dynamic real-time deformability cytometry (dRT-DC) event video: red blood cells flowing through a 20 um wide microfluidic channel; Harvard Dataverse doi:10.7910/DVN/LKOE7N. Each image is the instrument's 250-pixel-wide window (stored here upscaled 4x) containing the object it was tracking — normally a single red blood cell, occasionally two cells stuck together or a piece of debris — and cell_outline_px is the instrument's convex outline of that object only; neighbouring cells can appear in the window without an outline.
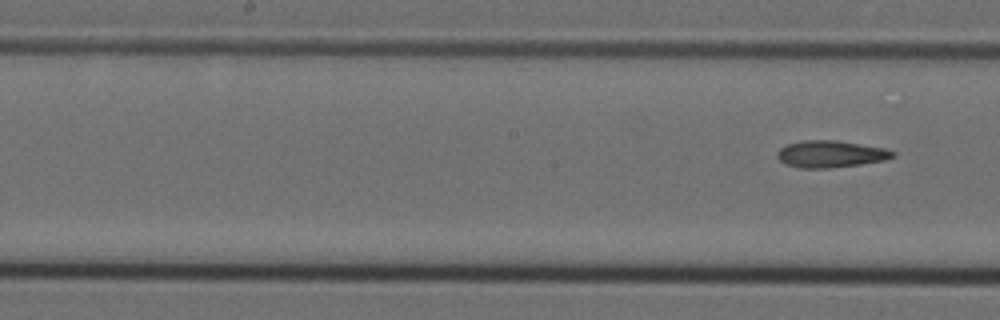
{"species": "Egyptian fruit bat (a non-hibernating species)", "species_latin": "Rousettus aegyptiacus", "temperature_condition": "cold", "stored_images_in_passage": 9, "segment_of_instrument_passage": [2, 2], "camera_frame_rate_fps": 3000, "um_per_image_px": 0.085, "animal": {"sex": "female"}, "frame": {"image": 1, "passage_image": 9, "time_ms": 2.667, "image_size_px": [1000, 320], "cell_outline_px": [[896, 156], [884, 160], [860, 164], [828, 168], [800, 168], [784, 164], [776, 156], [776, 152], [780, 148], [788, 144], [804, 140], [836, 140], [884, 148], [896, 152]], "centroid_in_image_um": [70.58, 13.09], "position_along_channel_um": 177.6, "area_um2": 18.09}}